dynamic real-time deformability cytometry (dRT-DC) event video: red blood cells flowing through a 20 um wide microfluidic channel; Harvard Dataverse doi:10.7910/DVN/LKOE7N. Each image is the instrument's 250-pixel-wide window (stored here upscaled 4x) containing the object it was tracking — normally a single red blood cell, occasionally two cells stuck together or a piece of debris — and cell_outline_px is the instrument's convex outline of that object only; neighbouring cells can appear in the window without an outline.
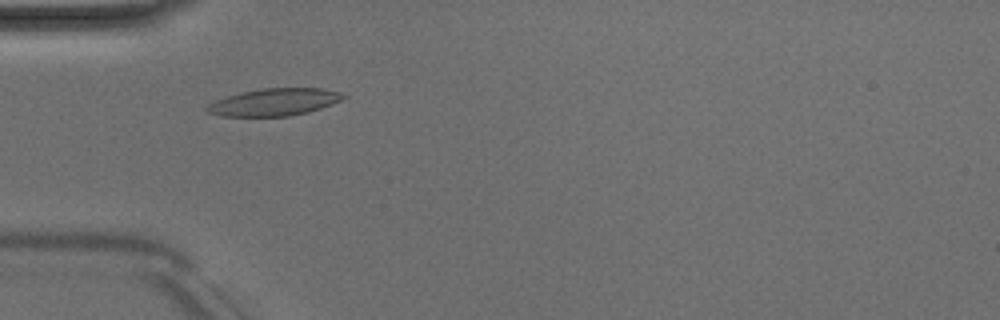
{"species": "Egyptian fruit bat (a non-hibernating species)", "species_latin": "Rousettus aegyptiacus", "temperature_condition": "room temperature", "stored_images_in_passage": 49, "camera_frame_rate_fps": 3000, "um_per_image_px": 0.085, "animal": {"sex": "male"}, "frame": {"image": 1, "passage_image": 14, "time_ms": 4.333, "image_size_px": [1000, 320], "cell_outline_px": [[348, 96], [332, 104], [308, 112], [288, 116], [220, 116], [208, 112], [204, 108], [208, 104], [216, 100], [240, 92], [264, 88], [320, 88], [340, 92]], "centroid_in_image_um": [23.3, 8.68], "position_along_channel_um": 61.7, "area_um2": 21.56}}
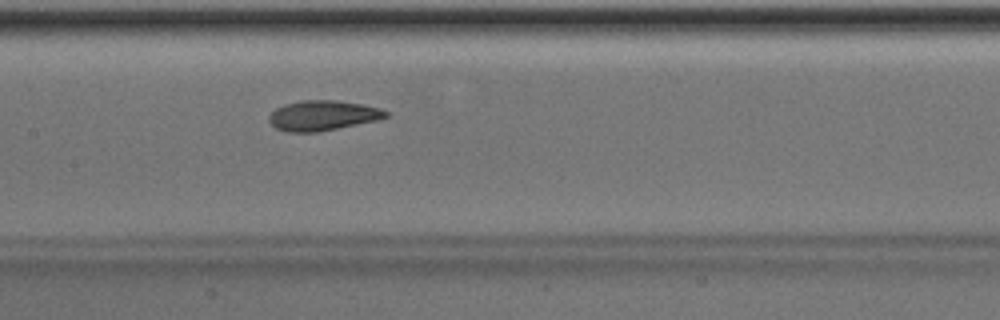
{"frame": {"image": 2, "passage_image": 23, "time_ms": 7.333, "image_size_px": [1000, 320], "cell_outline_px": [[388, 116], [376, 120], [316, 132], [288, 132], [276, 128], [268, 120], [268, 116], [276, 108], [284, 104], [304, 100], [336, 100], [364, 104], [380, 108], [388, 112]], "centroid_in_image_um": [27.41, 9.8], "position_along_channel_um": 180.0, "area_um2": 20.29}}
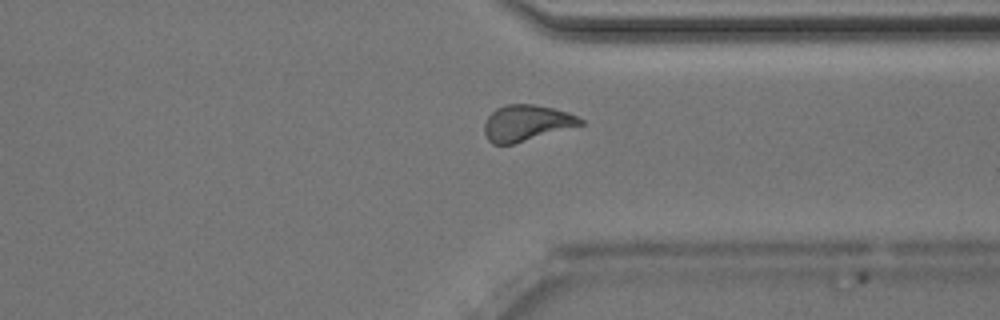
{"frame": {"image": 3, "passage_image": 37, "time_ms": 12.0, "image_size_px": [1000, 320], "cell_outline_px": [[584, 124], [512, 144], [492, 144], [488, 140], [484, 132], [484, 124], [488, 116], [496, 108], [508, 104], [532, 104], [552, 108], [568, 112], [584, 120]], "centroid_in_image_um": [44.73, 10.45], "position_along_channel_um": 366.7, "area_um2": 19.94}, "authors_computed_cell_mechanics": {"area_um2": 20.6346, "velocity_mm_per_s": 4.0065, "shape_relaxation_time_tau1_ms": 4.6536, "shape_relaxation_time_tau2_ms": 2.3829, "deformation_change_tau1": 0.1364, "deformation_change_tau2": 0.0774}}